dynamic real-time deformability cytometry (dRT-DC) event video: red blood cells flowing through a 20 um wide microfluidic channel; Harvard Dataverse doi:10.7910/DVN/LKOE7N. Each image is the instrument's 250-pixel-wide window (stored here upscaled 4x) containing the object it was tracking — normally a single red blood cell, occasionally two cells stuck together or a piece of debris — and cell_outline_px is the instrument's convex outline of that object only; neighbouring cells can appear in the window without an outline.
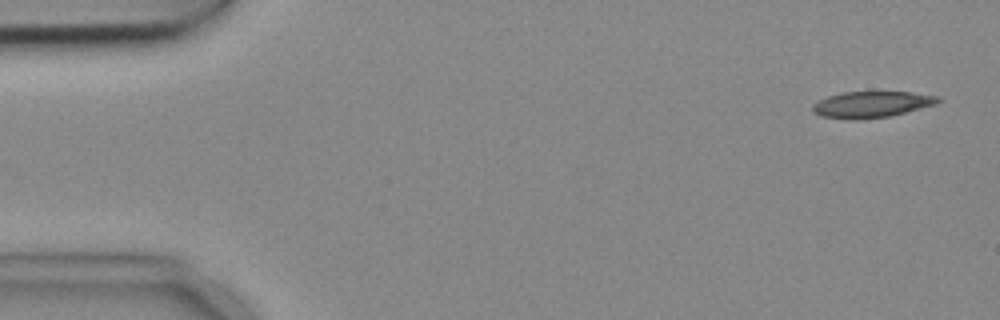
{"species": "common noctule bat (a hibernating species)", "species_latin": "Nyctalus noctula", "temperature_condition": "cold", "stored_images_in_passage": 6, "camera_frame_rate_fps": 3000, "um_per_image_px": 0.085, "animal": {"sex": "female", "body_mass_g": 18.4}, "frame": {"image": 1, "passage_image": 1, "time_ms": 0.0, "image_size_px": [1000, 320], "cell_outline_px": [[944, 100], [936, 104], [892, 116], [860, 120], [852, 120], [820, 116], [812, 112], [812, 104], [828, 96], [840, 92], [912, 92], [940, 96]], "centroid_in_image_um": [74.1, 8.88], "position_along_channel_um": 10.9, "area_um2": 19.54}}
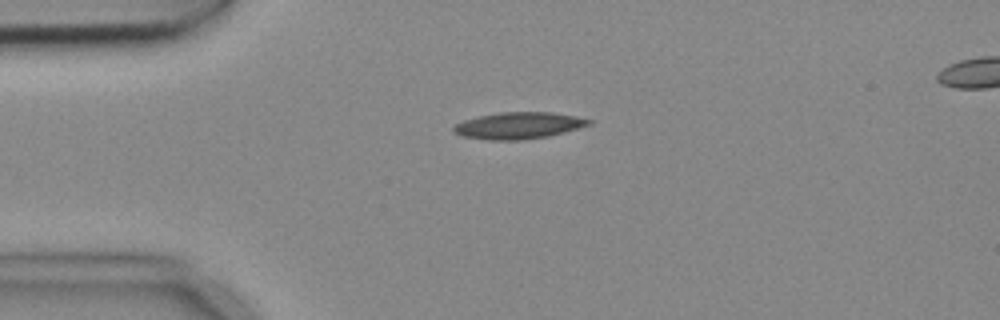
{"frame": {"image": 2, "passage_image": 4, "time_ms": 1.0, "image_size_px": [1000, 320], "cell_outline_px": [[592, 124], [564, 132], [548, 136], [524, 140], [488, 140], [464, 136], [452, 132], [452, 128], [456, 124], [464, 120], [480, 116], [500, 112], [552, 112], [576, 116], [592, 120]], "centroid_in_image_um": [44.09, 10.67], "position_along_channel_um": 40.9, "area_um2": 20.98}}